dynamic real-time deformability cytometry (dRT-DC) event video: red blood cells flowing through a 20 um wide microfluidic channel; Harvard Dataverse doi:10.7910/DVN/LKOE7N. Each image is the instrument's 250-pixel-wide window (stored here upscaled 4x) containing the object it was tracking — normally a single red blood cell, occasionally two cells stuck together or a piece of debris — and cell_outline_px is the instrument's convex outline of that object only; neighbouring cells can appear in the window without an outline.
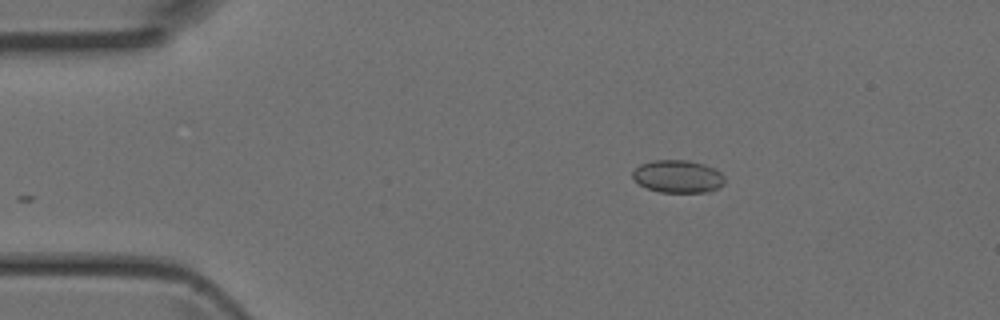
{"species": "Egyptian fruit bat (a non-hibernating species)", "species_latin": "Rousettus aegyptiacus", "temperature_condition": "room temperature", "stored_images_in_passage": 5, "camera_frame_rate_fps": 3000, "um_per_image_px": 0.085, "animal": {"sex": "female"}, "frame": {"image": 1, "passage_image": 3, "time_ms": 0.667, "image_size_px": [1000, 320], "cell_outline_px": [[724, 184], [708, 192], [660, 192], [648, 188], [640, 184], [632, 176], [632, 172], [640, 164], [652, 160], [688, 160], [704, 164], [716, 168], [724, 176]], "centroid_in_image_um": [57.64, 14.98], "position_along_channel_um": 27.4, "area_um2": 17.51}}
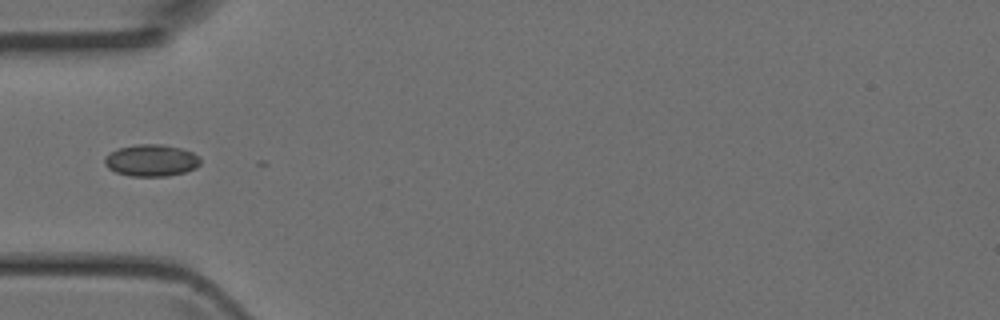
{"frame": {"image": 2, "passage_image": 5, "time_ms": 1.333, "image_size_px": [1000, 320], "cell_outline_px": [[200, 164], [196, 168], [184, 172], [168, 176], [132, 176], [116, 172], [108, 168], [104, 164], [104, 156], [108, 152], [120, 148], [136, 144], [160, 144], [180, 148], [192, 152], [200, 156]], "centroid_in_image_um": [12.85, 13.63], "position_along_channel_um": 72.2, "area_um2": 17.86}}